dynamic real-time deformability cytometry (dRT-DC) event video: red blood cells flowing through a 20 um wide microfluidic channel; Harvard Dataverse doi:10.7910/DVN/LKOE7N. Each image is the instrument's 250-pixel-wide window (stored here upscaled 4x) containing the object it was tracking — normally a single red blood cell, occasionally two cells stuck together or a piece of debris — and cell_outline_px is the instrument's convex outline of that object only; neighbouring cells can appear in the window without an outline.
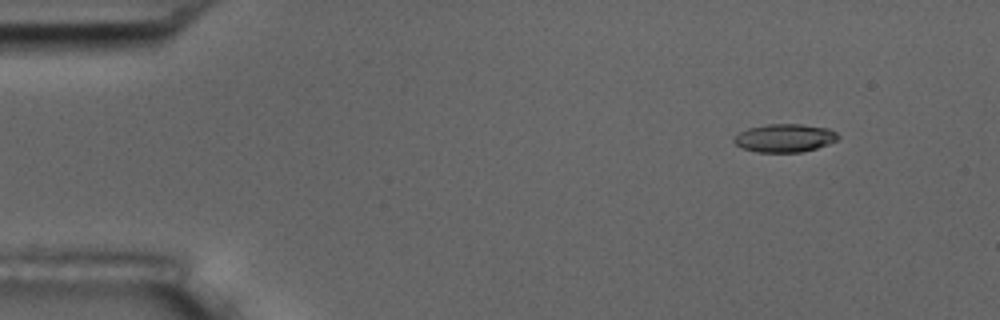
{"species": "common noctule bat (a hibernating species)", "species_latin": "Nyctalus noctula", "temperature_condition": "room temperature", "stored_images_in_passage": 5, "segment_of_instrument_passage": [1, 2], "camera_frame_rate_fps": 3000, "um_per_image_px": 0.085, "animal": {"sex": "male", "body_mass_g": 17.5, "forearm_length_mm": 52.3}, "frame": {"image": 1, "passage_image": 1, "time_ms": 0.0, "image_size_px": [1000, 320], "cell_outline_px": [[840, 136], [836, 140], [828, 144], [816, 148], [800, 152], [756, 152], [744, 148], [736, 144], [732, 140], [740, 132], [748, 128], [768, 124], [800, 124], [828, 128], [836, 132]], "centroid_in_image_um": [66.71, 11.73], "position_along_channel_um": 18.3, "area_um2": 16.94}}